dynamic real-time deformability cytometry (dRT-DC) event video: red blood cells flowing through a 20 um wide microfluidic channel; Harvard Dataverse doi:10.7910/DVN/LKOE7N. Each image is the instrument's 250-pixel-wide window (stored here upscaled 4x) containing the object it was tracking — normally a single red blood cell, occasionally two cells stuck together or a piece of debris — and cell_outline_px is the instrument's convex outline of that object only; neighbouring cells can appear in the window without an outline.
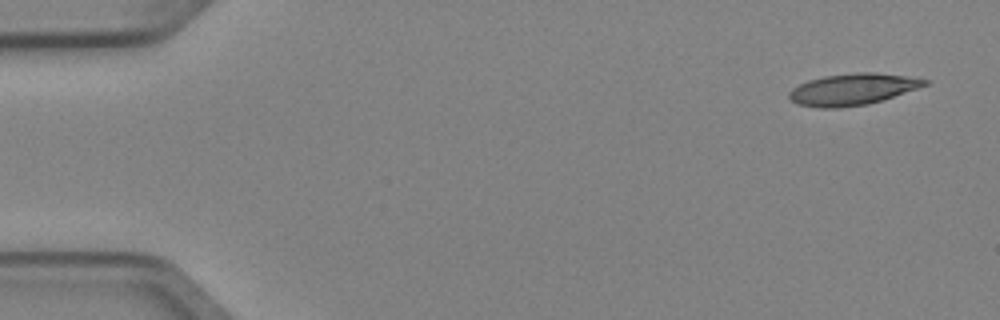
{"species": "Egyptian fruit bat (a non-hibernating species)", "species_latin": "Rousettus aegyptiacus", "temperature_condition": "cold", "stored_images_in_passage": 6, "camera_frame_rate_fps": 3000, "um_per_image_px": 0.085, "animal": {"sex": "female"}, "frame": {"image": 1, "passage_image": 1, "time_ms": 0.0, "image_size_px": [1000, 320], "cell_outline_px": [[932, 80], [928, 84], [868, 104], [836, 108], [820, 108], [796, 104], [788, 96], [788, 92], [792, 88], [808, 80], [824, 76], [856, 72], [876, 72]], "centroid_in_image_um": [72.42, 7.58], "position_along_channel_um": 12.6, "area_um2": 24.68}}
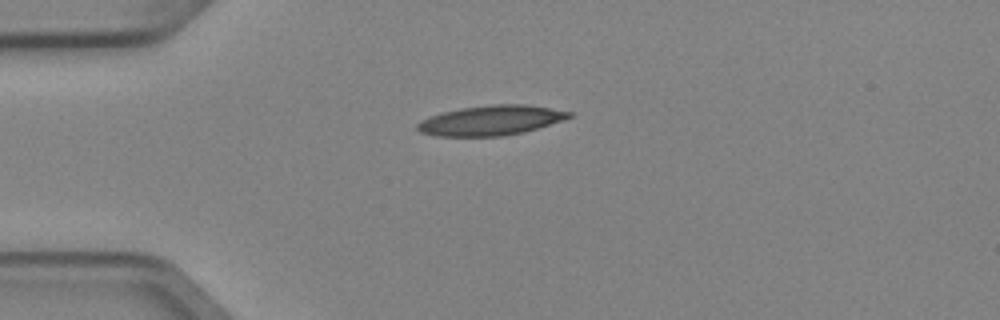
{"frame": {"image": 2, "passage_image": 4, "time_ms": 1.0, "image_size_px": [1000, 320], "cell_outline_px": [[572, 116], [564, 120], [524, 132], [500, 136], [436, 136], [420, 132], [416, 128], [416, 124], [420, 120], [428, 116], [460, 108], [492, 104], [524, 104], [572, 112]], "centroid_in_image_um": [41.69, 10.23], "position_along_channel_um": 43.3, "area_um2": 26.36}}
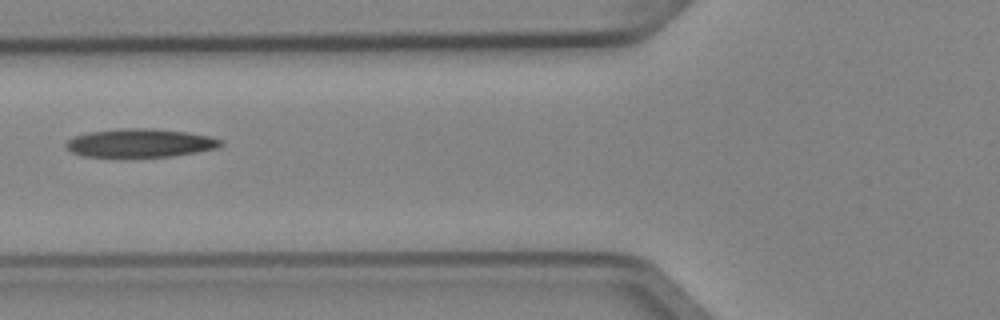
{"frame": {"image": 3, "passage_image": 6, "time_ms": 1.667, "image_size_px": [1000, 320], "cell_outline_px": [[224, 144], [216, 148], [196, 152], [172, 156], [84, 156], [72, 152], [64, 144], [68, 140], [76, 136], [88, 132], [120, 128], [152, 128], [188, 132], [208, 136], [224, 140]], "centroid_in_image_um": [11.95, 12.14], "position_along_channel_um": 113.9, "area_um2": 25.43}}